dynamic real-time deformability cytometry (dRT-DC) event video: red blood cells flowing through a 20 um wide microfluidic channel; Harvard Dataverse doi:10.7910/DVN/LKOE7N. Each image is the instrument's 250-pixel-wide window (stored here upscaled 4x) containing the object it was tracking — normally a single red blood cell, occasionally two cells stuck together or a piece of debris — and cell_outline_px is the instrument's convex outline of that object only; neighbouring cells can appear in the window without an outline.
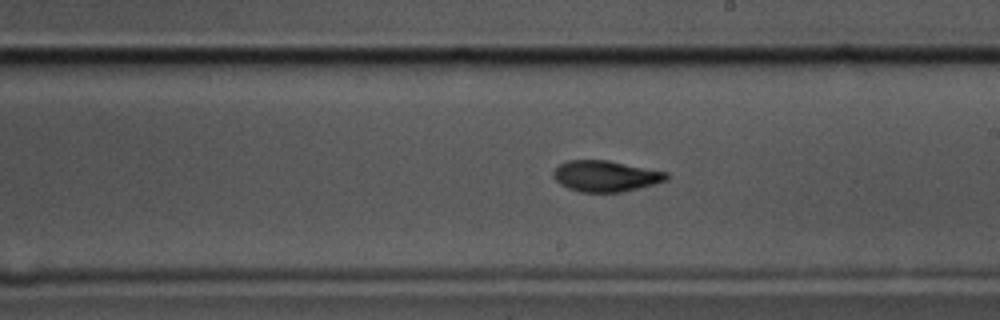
{"species": "common noctule bat (a hibernating species)", "species_latin": "Nyctalus noctula", "temperature_condition": "cold", "stored_images_in_passage": 58, "camera_frame_rate_fps": 3000, "um_per_image_px": 0.085, "animal": {"sex": "male", "body_mass_g": 17.5, "forearm_length_mm": 52.3}, "frame": {"image": 1, "passage_image": 33, "time_ms": 10.667, "image_size_px": [1000, 320], "cell_outline_px": [[668, 180], [640, 188], [620, 192], [580, 192], [568, 188], [560, 184], [552, 176], [552, 172], [560, 164], [568, 160], [608, 160], [668, 172]], "centroid_in_image_um": [51.48, 14.97], "position_along_channel_um": 237.5, "area_um2": 20.52}}
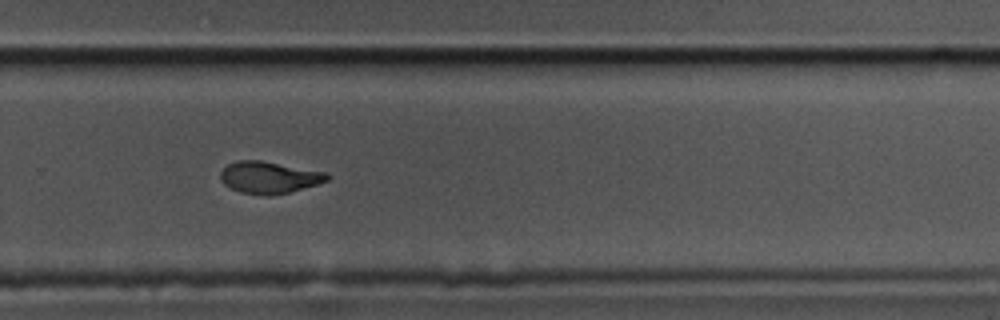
{"frame": {"image": 2, "passage_image": 39, "time_ms": 12.667, "image_size_px": [1000, 320], "cell_outline_px": [[332, 176], [328, 180], [316, 184], [288, 192], [240, 192], [224, 184], [220, 180], [220, 172], [228, 164], [236, 160], [260, 160], [324, 172]], "centroid_in_image_um": [22.85, 15.02], "position_along_channel_um": 307.0, "area_um2": 18.9}}
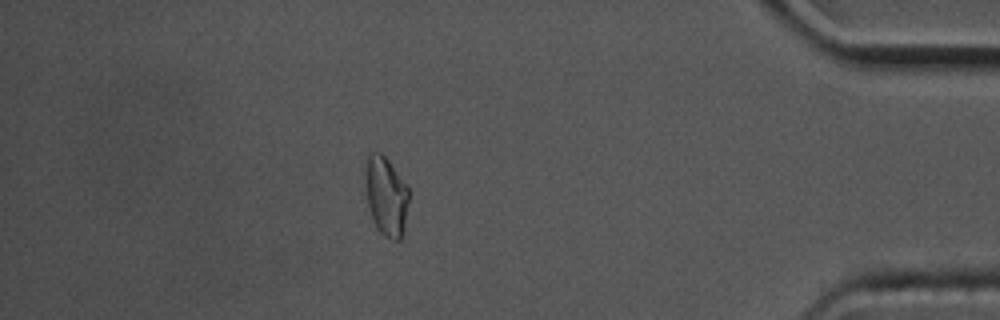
{"frame": {"image": 3, "passage_image": 51, "time_ms": 16.667, "image_size_px": [1000, 320], "cell_outline_px": [[408, 200], [404, 232], [400, 240], [392, 240], [384, 236], [376, 228], [372, 220], [368, 204], [364, 184], [364, 172], [368, 152], [380, 152], [388, 160], [408, 188]], "centroid_in_image_um": [32.78, 16.67], "position_along_channel_um": 402.4, "area_um2": 20.29}, "authors_computed_cell_mechanics": {"area_um2": 20.4034, "velocity_mm_per_s": 3.4698, "shape_relaxation_time_tau1_ms": 5.6846, "shape_relaxation_time_tau2_ms": 2.1639, "deformation_change_tau1": 0.1638, "deformation_change_tau2": 0.0517}}